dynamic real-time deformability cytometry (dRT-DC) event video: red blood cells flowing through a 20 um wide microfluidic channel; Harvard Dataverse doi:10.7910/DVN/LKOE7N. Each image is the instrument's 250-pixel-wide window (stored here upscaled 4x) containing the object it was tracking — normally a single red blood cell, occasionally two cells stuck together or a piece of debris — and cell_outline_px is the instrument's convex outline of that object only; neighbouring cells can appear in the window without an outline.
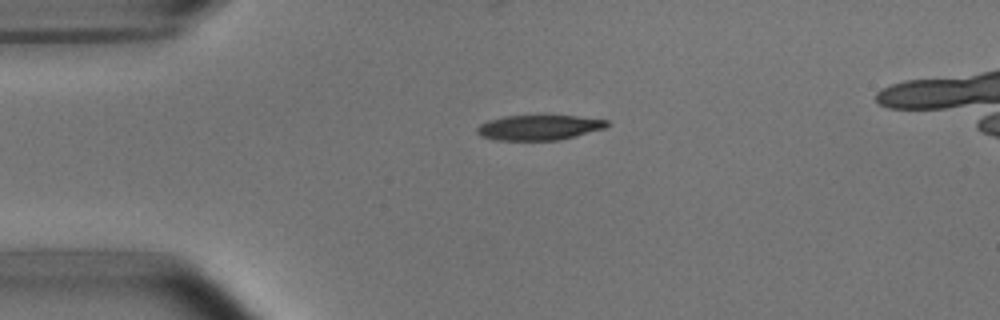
{"species": "common noctule bat (a hibernating species)", "species_latin": "Nyctalus noctula", "temperature_condition": "room temperature", "stored_images_in_passage": 40, "camera_frame_rate_fps": 3000, "um_per_image_px": 0.085, "animal": {"sex": "male", "body_mass_g": 15.6}, "frame": {"image": 1, "passage_image": 1, "time_ms": 0.0, "image_size_px": [1000, 320], "cell_outline_px": [[608, 124], [604, 128], [576, 136], [560, 140], [496, 140], [480, 136], [476, 132], [476, 128], [480, 124], [488, 120], [504, 116], [576, 116], [608, 120]], "centroid_in_image_um": [45.78, 10.84], "position_along_channel_um": 39.2, "area_um2": 18.9}}
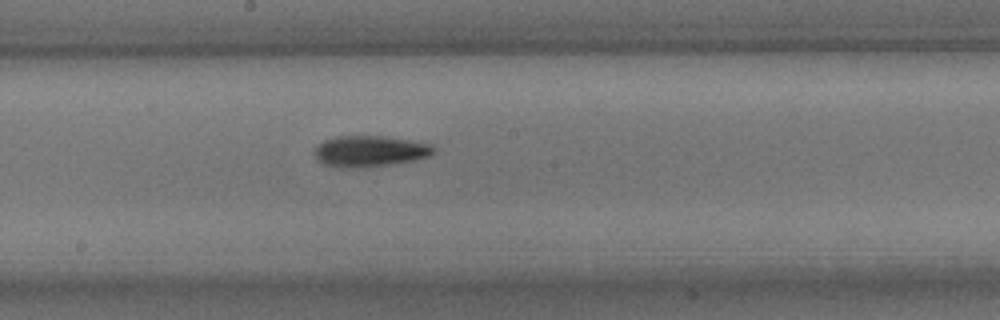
{"frame": {"image": 2, "passage_image": 17, "time_ms": 5.333, "image_size_px": [1000, 320], "cell_outline_px": [[436, 152], [432, 156], [396, 164], [360, 168], [340, 168], [324, 164], [316, 160], [316, 148], [324, 140], [336, 136], [384, 136], [432, 144], [436, 148]], "centroid_in_image_um": [31.49, 12.87], "position_along_channel_um": 216.7, "area_um2": 21.85}}
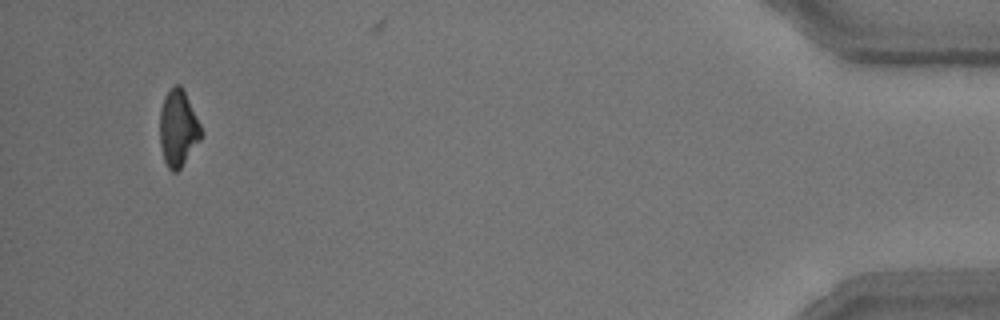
{"frame": {"image": 3, "passage_image": 39, "time_ms": 12.667, "image_size_px": [1000, 320], "cell_outline_px": [[204, 136], [180, 168], [176, 172], [172, 172], [168, 168], [164, 160], [160, 144], [160, 112], [164, 100], [172, 84], [180, 84], [204, 132]], "centroid_in_image_um": [15.16, 10.93], "position_along_channel_um": 420.0, "area_um2": 18.32}}